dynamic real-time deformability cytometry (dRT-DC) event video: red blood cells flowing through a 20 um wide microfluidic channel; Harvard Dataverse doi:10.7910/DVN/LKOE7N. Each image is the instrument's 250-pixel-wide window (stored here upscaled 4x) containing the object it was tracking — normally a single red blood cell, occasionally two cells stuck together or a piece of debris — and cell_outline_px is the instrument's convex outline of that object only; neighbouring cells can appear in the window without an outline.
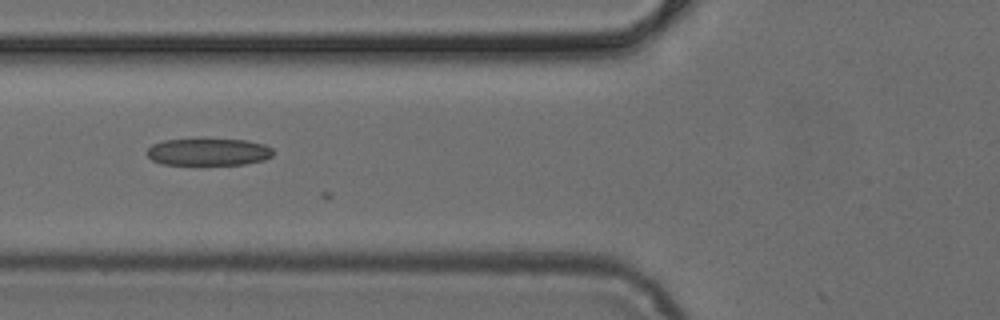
{"species": "common noctule bat (a hibernating species)", "species_latin": "Nyctalus noctula", "temperature_condition": "cold", "stored_images_in_passage": 24, "camera_frame_rate_fps": 3000, "um_per_image_px": 0.085, "animal": {"sex": "female", "body_mass_g": 24.6, "forearm_length_mm": 56.2}, "frame": {"image": 1, "passage_image": 8, "time_ms": 2.333, "image_size_px": [1000, 320], "cell_outline_px": [[272, 156], [264, 160], [244, 164], [164, 164], [152, 160], [144, 152], [152, 144], [164, 140], [200, 136], [248, 140], [264, 144], [272, 148]], "centroid_in_image_um": [17.69, 12.85], "position_along_channel_um": 108.1, "area_um2": 20.92}}
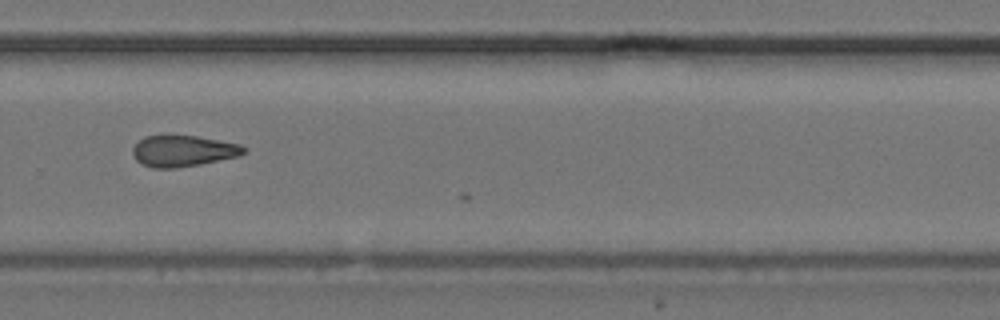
{"frame": {"image": 2, "passage_image": 23, "time_ms": 7.333, "image_size_px": [1000, 320], "cell_outline_px": [[248, 148], [240, 156], [200, 164], [176, 168], [152, 168], [140, 164], [132, 156], [132, 148], [144, 136], [196, 136], [240, 144]], "centroid_in_image_um": [15.55, 12.85], "position_along_channel_um": 314.3, "area_um2": 20.23}}